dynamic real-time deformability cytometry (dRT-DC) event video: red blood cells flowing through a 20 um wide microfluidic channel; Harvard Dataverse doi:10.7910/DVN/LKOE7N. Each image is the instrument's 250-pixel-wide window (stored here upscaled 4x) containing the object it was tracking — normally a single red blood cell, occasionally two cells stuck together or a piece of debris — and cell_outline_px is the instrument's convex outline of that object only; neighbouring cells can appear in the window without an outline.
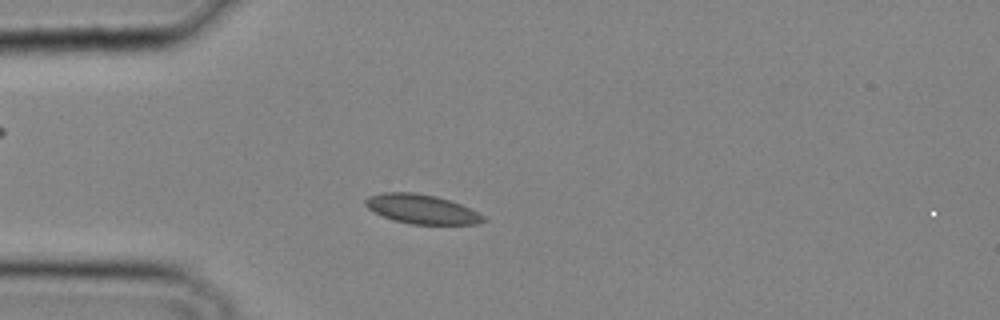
{"species": "common noctule bat (a hibernating species)", "species_latin": "Nyctalus noctula", "temperature_condition": "cold", "stored_images_in_passage": 27, "camera_frame_rate_fps": 3000, "um_per_image_px": 0.085, "animal": {"sex": "male", "body_mass_g": 20.4}, "frame": {"image": 1, "passage_image": 2, "time_ms": 0.333, "image_size_px": [1000, 320], "cell_outline_px": [[488, 220], [476, 224], [412, 224], [396, 220], [384, 216], [368, 208], [364, 204], [364, 200], [368, 196], [380, 192], [416, 192], [436, 196], [460, 204], [484, 216]], "centroid_in_image_um": [35.82, 17.76], "position_along_channel_um": 49.2, "area_um2": 19.94}}
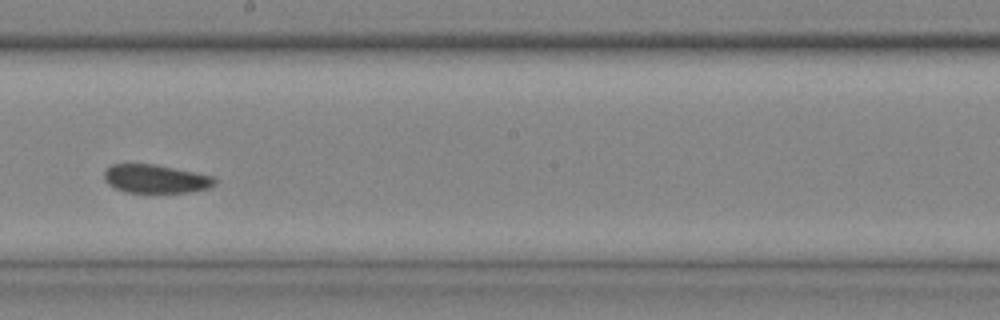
{"frame": {"image": 2, "passage_image": 13, "time_ms": 4.0, "image_size_px": [1000, 320], "cell_outline_px": [[216, 184], [208, 188], [188, 192], [124, 192], [108, 184], [104, 180], [104, 168], [112, 164], [156, 164], [216, 176]], "centroid_in_image_um": [13.23, 15.19], "position_along_channel_um": 235.0, "area_um2": 18.55}}
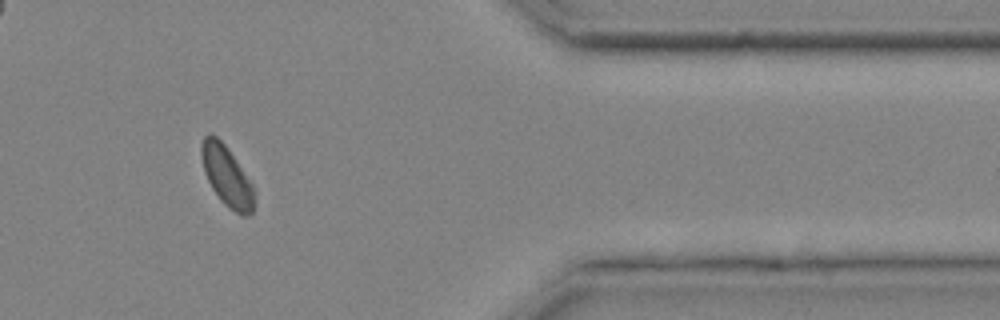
{"frame": {"image": 3, "passage_image": 23, "time_ms": 7.333, "image_size_px": [1000, 320], "cell_outline_px": [[256, 204], [252, 212], [248, 216], [240, 216], [228, 208], [220, 200], [212, 188], [204, 172], [200, 156], [200, 144], [204, 136], [208, 132], [216, 136], [228, 148], [252, 184]], "centroid_in_image_um": [19.27, 14.98], "position_along_channel_um": 392.1, "area_um2": 18.84}}